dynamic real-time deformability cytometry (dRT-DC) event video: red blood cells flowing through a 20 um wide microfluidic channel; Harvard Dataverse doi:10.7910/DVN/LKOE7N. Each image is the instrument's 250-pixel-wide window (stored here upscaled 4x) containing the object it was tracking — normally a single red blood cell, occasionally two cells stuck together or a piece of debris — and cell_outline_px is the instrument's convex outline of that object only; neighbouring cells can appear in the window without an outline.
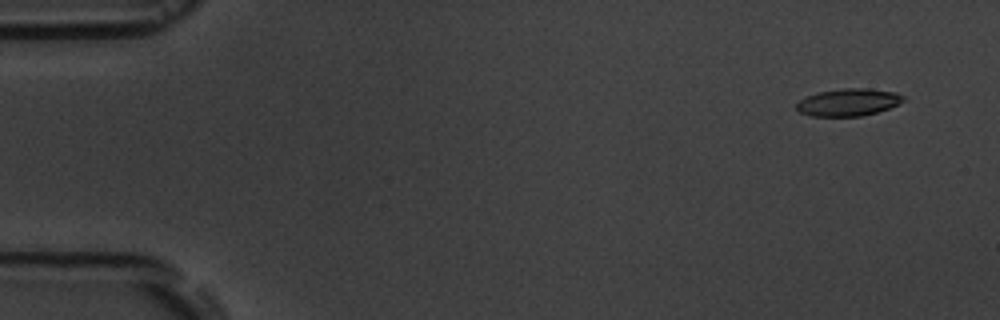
{"species": "common noctule bat (a hibernating species)", "species_latin": "Nyctalus noctula", "temperature_condition": "room temperature", "stored_images_in_passage": 7, "camera_frame_rate_fps": 3000, "um_per_image_px": 0.085, "animal": {"sex": "male", "body_mass_g": 19.5, "forearm_length_mm": 54.6}, "frame": {"image": 1, "passage_image": 2, "time_ms": 1.0, "image_size_px": [1000, 320], "cell_outline_px": [[904, 100], [888, 108], [876, 112], [860, 116], [812, 116], [800, 112], [796, 108], [796, 104], [804, 96], [820, 92], [844, 88], [868, 88], [896, 92], [904, 96]], "centroid_in_image_um": [72.09, 8.68], "position_along_channel_um": 12.9, "area_um2": 16.88}}
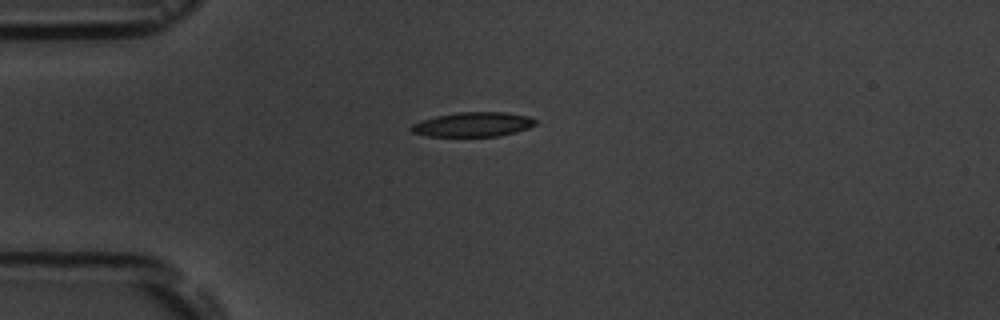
{"frame": {"image": 2, "passage_image": 5, "time_ms": 4.667, "image_size_px": [1000, 320], "cell_outline_px": [[536, 124], [528, 128], [516, 132], [496, 136], [428, 136], [412, 132], [408, 128], [412, 124], [420, 120], [436, 116], [460, 112], [504, 112], [528, 116], [536, 120]], "centroid_in_image_um": [40.18, 10.57], "position_along_channel_um": 44.8, "area_um2": 17.69}}
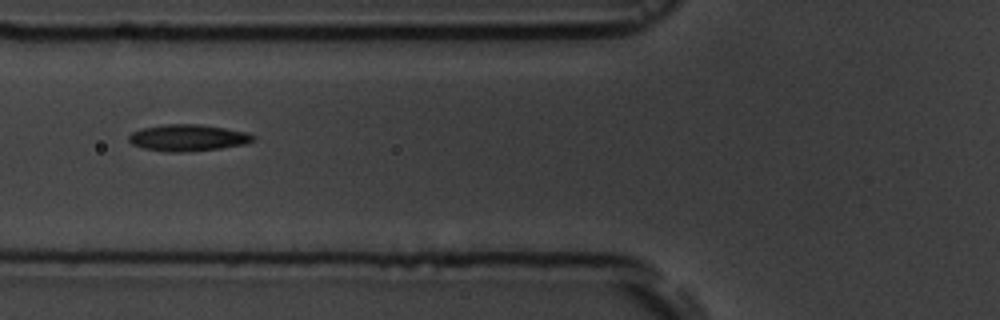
{"frame": {"image": 3, "passage_image": 7, "time_ms": 7.0, "image_size_px": [1000, 320], "cell_outline_px": [[256, 140], [244, 144], [220, 148], [180, 152], [168, 152], [144, 148], [132, 144], [128, 140], [128, 136], [132, 132], [144, 128], [164, 124], [200, 124], [248, 132], [256, 136]], "centroid_in_image_um": [15.99, 11.7], "position_along_channel_um": 109.8, "area_um2": 19.19}}